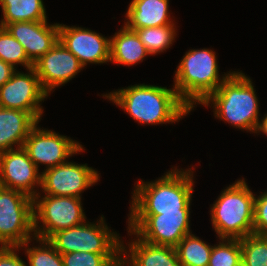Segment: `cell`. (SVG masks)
Listing matches in <instances>:
<instances>
[{
    "mask_svg": "<svg viewBox=\"0 0 267 266\" xmlns=\"http://www.w3.org/2000/svg\"><path fill=\"white\" fill-rule=\"evenodd\" d=\"M102 96L143 125L176 123L192 111L179 98L174 87L134 84Z\"/></svg>",
    "mask_w": 267,
    "mask_h": 266,
    "instance_id": "obj_1",
    "label": "cell"
},
{
    "mask_svg": "<svg viewBox=\"0 0 267 266\" xmlns=\"http://www.w3.org/2000/svg\"><path fill=\"white\" fill-rule=\"evenodd\" d=\"M170 169L157 180L136 181L130 201L129 214H160L190 209L194 170L191 168Z\"/></svg>",
    "mask_w": 267,
    "mask_h": 266,
    "instance_id": "obj_2",
    "label": "cell"
},
{
    "mask_svg": "<svg viewBox=\"0 0 267 266\" xmlns=\"http://www.w3.org/2000/svg\"><path fill=\"white\" fill-rule=\"evenodd\" d=\"M255 91L249 76L242 71H234L201 104L211 106L215 118L220 121L223 120L236 129L255 133L260 120V103Z\"/></svg>",
    "mask_w": 267,
    "mask_h": 266,
    "instance_id": "obj_3",
    "label": "cell"
},
{
    "mask_svg": "<svg viewBox=\"0 0 267 266\" xmlns=\"http://www.w3.org/2000/svg\"><path fill=\"white\" fill-rule=\"evenodd\" d=\"M215 53L208 48L190 49L176 68L172 86L191 110L215 92L234 72H224L221 77Z\"/></svg>",
    "mask_w": 267,
    "mask_h": 266,
    "instance_id": "obj_4",
    "label": "cell"
},
{
    "mask_svg": "<svg viewBox=\"0 0 267 266\" xmlns=\"http://www.w3.org/2000/svg\"><path fill=\"white\" fill-rule=\"evenodd\" d=\"M255 194L245 178L227 186L210 208L217 237L241 239L253 234Z\"/></svg>",
    "mask_w": 267,
    "mask_h": 266,
    "instance_id": "obj_5",
    "label": "cell"
},
{
    "mask_svg": "<svg viewBox=\"0 0 267 266\" xmlns=\"http://www.w3.org/2000/svg\"><path fill=\"white\" fill-rule=\"evenodd\" d=\"M48 241L60 254L91 252L97 254H121L122 239L105 223L102 215L94 222L84 223L55 232Z\"/></svg>",
    "mask_w": 267,
    "mask_h": 266,
    "instance_id": "obj_6",
    "label": "cell"
},
{
    "mask_svg": "<svg viewBox=\"0 0 267 266\" xmlns=\"http://www.w3.org/2000/svg\"><path fill=\"white\" fill-rule=\"evenodd\" d=\"M81 200L77 197L41 196L39 192L33 198L35 237L48 240L55 232L84 223L87 218Z\"/></svg>",
    "mask_w": 267,
    "mask_h": 266,
    "instance_id": "obj_7",
    "label": "cell"
},
{
    "mask_svg": "<svg viewBox=\"0 0 267 266\" xmlns=\"http://www.w3.org/2000/svg\"><path fill=\"white\" fill-rule=\"evenodd\" d=\"M34 238L33 198L0 186V246H20Z\"/></svg>",
    "mask_w": 267,
    "mask_h": 266,
    "instance_id": "obj_8",
    "label": "cell"
},
{
    "mask_svg": "<svg viewBox=\"0 0 267 266\" xmlns=\"http://www.w3.org/2000/svg\"><path fill=\"white\" fill-rule=\"evenodd\" d=\"M190 210L160 212V214H129L127 230L141 240L154 245L176 247L190 229Z\"/></svg>",
    "mask_w": 267,
    "mask_h": 266,
    "instance_id": "obj_9",
    "label": "cell"
},
{
    "mask_svg": "<svg viewBox=\"0 0 267 266\" xmlns=\"http://www.w3.org/2000/svg\"><path fill=\"white\" fill-rule=\"evenodd\" d=\"M39 122L31 129L24 141L23 148L36 167L45 165L44 170L66 163L73 155L85 152L83 145L53 130L39 127Z\"/></svg>",
    "mask_w": 267,
    "mask_h": 266,
    "instance_id": "obj_10",
    "label": "cell"
},
{
    "mask_svg": "<svg viewBox=\"0 0 267 266\" xmlns=\"http://www.w3.org/2000/svg\"><path fill=\"white\" fill-rule=\"evenodd\" d=\"M27 73L16 70L0 87V107L29 112L38 122L43 115L42 101L49 96L43 89L34 67Z\"/></svg>",
    "mask_w": 267,
    "mask_h": 266,
    "instance_id": "obj_11",
    "label": "cell"
},
{
    "mask_svg": "<svg viewBox=\"0 0 267 266\" xmlns=\"http://www.w3.org/2000/svg\"><path fill=\"white\" fill-rule=\"evenodd\" d=\"M67 161L41 172V187L43 195L67 196L82 198L86 189L100 181L96 169Z\"/></svg>",
    "mask_w": 267,
    "mask_h": 266,
    "instance_id": "obj_12",
    "label": "cell"
},
{
    "mask_svg": "<svg viewBox=\"0 0 267 266\" xmlns=\"http://www.w3.org/2000/svg\"><path fill=\"white\" fill-rule=\"evenodd\" d=\"M0 186L23 192L31 198L39 193L41 172L23 147L0 152Z\"/></svg>",
    "mask_w": 267,
    "mask_h": 266,
    "instance_id": "obj_13",
    "label": "cell"
},
{
    "mask_svg": "<svg viewBox=\"0 0 267 266\" xmlns=\"http://www.w3.org/2000/svg\"><path fill=\"white\" fill-rule=\"evenodd\" d=\"M59 41L85 67L87 64L110 62V37L88 28L59 24Z\"/></svg>",
    "mask_w": 267,
    "mask_h": 266,
    "instance_id": "obj_14",
    "label": "cell"
},
{
    "mask_svg": "<svg viewBox=\"0 0 267 266\" xmlns=\"http://www.w3.org/2000/svg\"><path fill=\"white\" fill-rule=\"evenodd\" d=\"M83 68L78 58L60 41L34 63L42 89L48 95L56 87L70 82Z\"/></svg>",
    "mask_w": 267,
    "mask_h": 266,
    "instance_id": "obj_15",
    "label": "cell"
},
{
    "mask_svg": "<svg viewBox=\"0 0 267 266\" xmlns=\"http://www.w3.org/2000/svg\"><path fill=\"white\" fill-rule=\"evenodd\" d=\"M5 28L18 40L34 64L59 41V23L47 21L14 22Z\"/></svg>",
    "mask_w": 267,
    "mask_h": 266,
    "instance_id": "obj_16",
    "label": "cell"
},
{
    "mask_svg": "<svg viewBox=\"0 0 267 266\" xmlns=\"http://www.w3.org/2000/svg\"><path fill=\"white\" fill-rule=\"evenodd\" d=\"M128 234L135 236L128 246L122 241L121 261L125 266H181L175 247L150 244L130 230Z\"/></svg>",
    "mask_w": 267,
    "mask_h": 266,
    "instance_id": "obj_17",
    "label": "cell"
},
{
    "mask_svg": "<svg viewBox=\"0 0 267 266\" xmlns=\"http://www.w3.org/2000/svg\"><path fill=\"white\" fill-rule=\"evenodd\" d=\"M170 14L169 0H132L124 25L131 30L176 25Z\"/></svg>",
    "mask_w": 267,
    "mask_h": 266,
    "instance_id": "obj_18",
    "label": "cell"
},
{
    "mask_svg": "<svg viewBox=\"0 0 267 266\" xmlns=\"http://www.w3.org/2000/svg\"><path fill=\"white\" fill-rule=\"evenodd\" d=\"M38 121L29 113L0 107V152L23 147Z\"/></svg>",
    "mask_w": 267,
    "mask_h": 266,
    "instance_id": "obj_19",
    "label": "cell"
},
{
    "mask_svg": "<svg viewBox=\"0 0 267 266\" xmlns=\"http://www.w3.org/2000/svg\"><path fill=\"white\" fill-rule=\"evenodd\" d=\"M110 38V62L112 63L133 66L143 62L146 56L150 55L136 31L124 24Z\"/></svg>",
    "mask_w": 267,
    "mask_h": 266,
    "instance_id": "obj_20",
    "label": "cell"
},
{
    "mask_svg": "<svg viewBox=\"0 0 267 266\" xmlns=\"http://www.w3.org/2000/svg\"><path fill=\"white\" fill-rule=\"evenodd\" d=\"M0 26L14 22L47 21L43 0H2Z\"/></svg>",
    "mask_w": 267,
    "mask_h": 266,
    "instance_id": "obj_21",
    "label": "cell"
},
{
    "mask_svg": "<svg viewBox=\"0 0 267 266\" xmlns=\"http://www.w3.org/2000/svg\"><path fill=\"white\" fill-rule=\"evenodd\" d=\"M213 245L195 234L186 235L175 247L181 266H208Z\"/></svg>",
    "mask_w": 267,
    "mask_h": 266,
    "instance_id": "obj_22",
    "label": "cell"
},
{
    "mask_svg": "<svg viewBox=\"0 0 267 266\" xmlns=\"http://www.w3.org/2000/svg\"><path fill=\"white\" fill-rule=\"evenodd\" d=\"M176 30H178L176 25L135 29L140 41L151 56L160 54L172 46L177 36L176 32L178 31Z\"/></svg>",
    "mask_w": 267,
    "mask_h": 266,
    "instance_id": "obj_23",
    "label": "cell"
},
{
    "mask_svg": "<svg viewBox=\"0 0 267 266\" xmlns=\"http://www.w3.org/2000/svg\"><path fill=\"white\" fill-rule=\"evenodd\" d=\"M35 240L39 244L33 246L31 241ZM32 245V247L30 246ZM25 249L29 266H64L61 254L47 240L35 237L19 246Z\"/></svg>",
    "mask_w": 267,
    "mask_h": 266,
    "instance_id": "obj_24",
    "label": "cell"
},
{
    "mask_svg": "<svg viewBox=\"0 0 267 266\" xmlns=\"http://www.w3.org/2000/svg\"><path fill=\"white\" fill-rule=\"evenodd\" d=\"M242 266H267V236L250 234L240 239Z\"/></svg>",
    "mask_w": 267,
    "mask_h": 266,
    "instance_id": "obj_25",
    "label": "cell"
},
{
    "mask_svg": "<svg viewBox=\"0 0 267 266\" xmlns=\"http://www.w3.org/2000/svg\"><path fill=\"white\" fill-rule=\"evenodd\" d=\"M0 59L17 69V65L34 67L28 59L22 44L5 27L0 26Z\"/></svg>",
    "mask_w": 267,
    "mask_h": 266,
    "instance_id": "obj_26",
    "label": "cell"
},
{
    "mask_svg": "<svg viewBox=\"0 0 267 266\" xmlns=\"http://www.w3.org/2000/svg\"><path fill=\"white\" fill-rule=\"evenodd\" d=\"M219 240L212 248L208 266H241L240 239Z\"/></svg>",
    "mask_w": 267,
    "mask_h": 266,
    "instance_id": "obj_27",
    "label": "cell"
},
{
    "mask_svg": "<svg viewBox=\"0 0 267 266\" xmlns=\"http://www.w3.org/2000/svg\"><path fill=\"white\" fill-rule=\"evenodd\" d=\"M64 266H116L121 254H97L91 252H70L61 254Z\"/></svg>",
    "mask_w": 267,
    "mask_h": 266,
    "instance_id": "obj_28",
    "label": "cell"
},
{
    "mask_svg": "<svg viewBox=\"0 0 267 266\" xmlns=\"http://www.w3.org/2000/svg\"><path fill=\"white\" fill-rule=\"evenodd\" d=\"M253 234L267 236V190L255 195Z\"/></svg>",
    "mask_w": 267,
    "mask_h": 266,
    "instance_id": "obj_29",
    "label": "cell"
},
{
    "mask_svg": "<svg viewBox=\"0 0 267 266\" xmlns=\"http://www.w3.org/2000/svg\"><path fill=\"white\" fill-rule=\"evenodd\" d=\"M20 250L19 246H0V266H28L17 254Z\"/></svg>",
    "mask_w": 267,
    "mask_h": 266,
    "instance_id": "obj_30",
    "label": "cell"
},
{
    "mask_svg": "<svg viewBox=\"0 0 267 266\" xmlns=\"http://www.w3.org/2000/svg\"><path fill=\"white\" fill-rule=\"evenodd\" d=\"M16 70L12 65L0 59V87L12 77Z\"/></svg>",
    "mask_w": 267,
    "mask_h": 266,
    "instance_id": "obj_31",
    "label": "cell"
},
{
    "mask_svg": "<svg viewBox=\"0 0 267 266\" xmlns=\"http://www.w3.org/2000/svg\"><path fill=\"white\" fill-rule=\"evenodd\" d=\"M258 133H263L267 136V114H265L264 117L259 120V124L255 131V134Z\"/></svg>",
    "mask_w": 267,
    "mask_h": 266,
    "instance_id": "obj_32",
    "label": "cell"
}]
</instances>
